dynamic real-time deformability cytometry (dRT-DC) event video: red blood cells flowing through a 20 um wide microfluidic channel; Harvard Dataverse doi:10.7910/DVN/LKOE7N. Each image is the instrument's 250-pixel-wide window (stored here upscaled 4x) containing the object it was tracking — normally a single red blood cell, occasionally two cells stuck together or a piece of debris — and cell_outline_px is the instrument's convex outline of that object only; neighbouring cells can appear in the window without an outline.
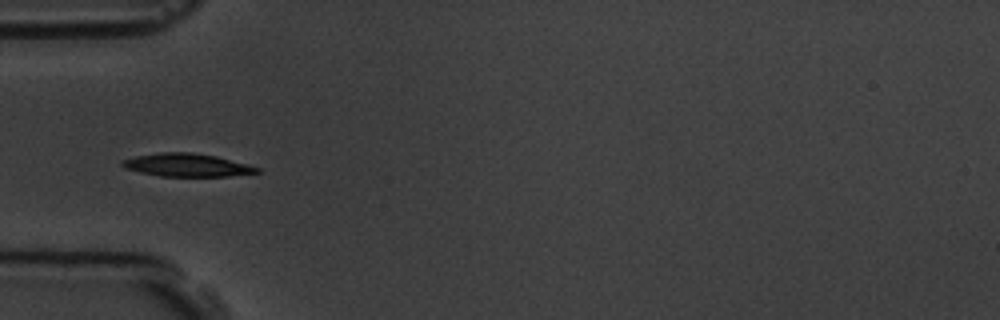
{"species": "common noctule bat (a hibernating species)", "species_latin": "Nyctalus noctula", "temperature_condition": "room temperature", "stored_images_in_passage": 40, "camera_frame_rate_fps": 3000, "um_per_image_px": 0.085, "animal": {"sex": "male", "body_mass_g": 19.5, "forearm_length_mm": 54.6}, "frame": {"image": 1, "passage_image": 1, "time_ms": 0.0, "image_size_px": [1000, 320], "cell_outline_px": [[260, 172], [228, 176], [160, 176], [140, 172], [124, 168], [120, 164], [120, 160], [136, 156], [160, 152], [192, 152], [216, 156], [248, 164], [260, 168]], "centroid_in_image_um": [15.86, 14.02], "position_along_channel_um": 69.1, "area_um2": 18.09}}
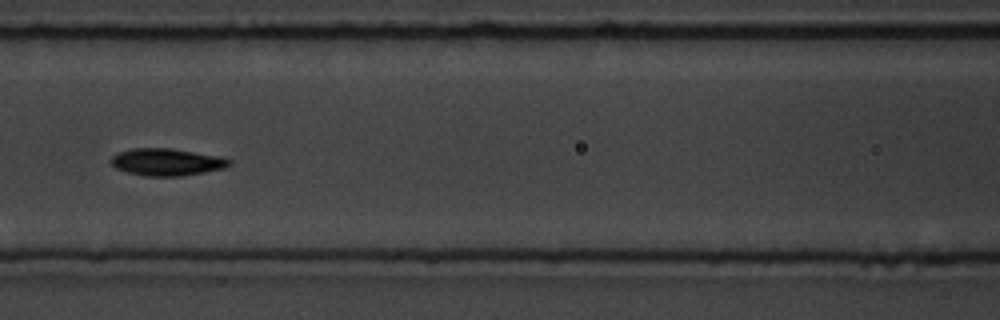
{"frame": {"image": 2, "passage_image": 8, "time_ms": 2.333, "image_size_px": [1000, 320], "cell_outline_px": [[232, 164], [224, 168], [204, 172], [180, 176], [144, 176], [128, 172], [116, 168], [108, 160], [116, 152], [132, 148], [172, 148], [220, 156], [232, 160]], "centroid_in_image_um": [14.16, 13.76], "position_along_channel_um": 152.4, "area_um2": 18.9}}
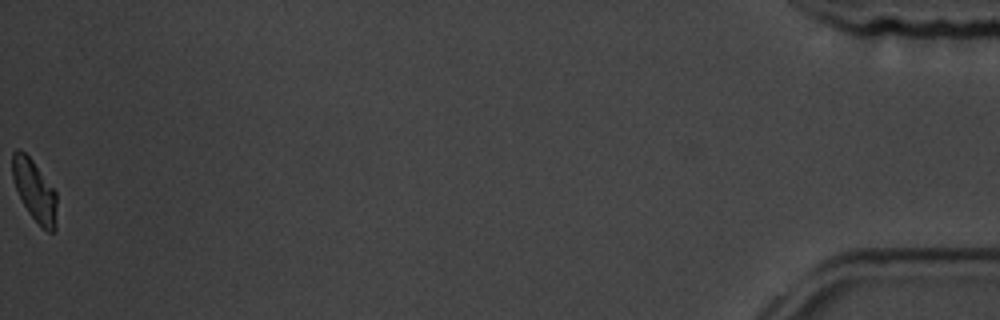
{"frame": {"image": 3, "passage_image": 40, "time_ms": 13.0, "image_size_px": [1000, 320], "cell_outline_px": [[56, 232], [48, 232], [28, 212], [16, 188], [12, 176], [12, 152], [16, 148], [20, 148], [32, 160], [56, 192]], "centroid_in_image_um": [2.93, 16.18], "position_along_channel_um": 432.3, "area_um2": 15.61}, "authors_computed_cell_mechanics": {"area_um2": 18.0914, "velocity_mm_per_s": 3.5727, "shape_relaxation_time_tau1_ms": 2.8943, "shape_relaxation_time_tau2_ms": 2.3652, "deformation_change_tau1": 0.1305, "deformation_change_tau2": 0.0547}}